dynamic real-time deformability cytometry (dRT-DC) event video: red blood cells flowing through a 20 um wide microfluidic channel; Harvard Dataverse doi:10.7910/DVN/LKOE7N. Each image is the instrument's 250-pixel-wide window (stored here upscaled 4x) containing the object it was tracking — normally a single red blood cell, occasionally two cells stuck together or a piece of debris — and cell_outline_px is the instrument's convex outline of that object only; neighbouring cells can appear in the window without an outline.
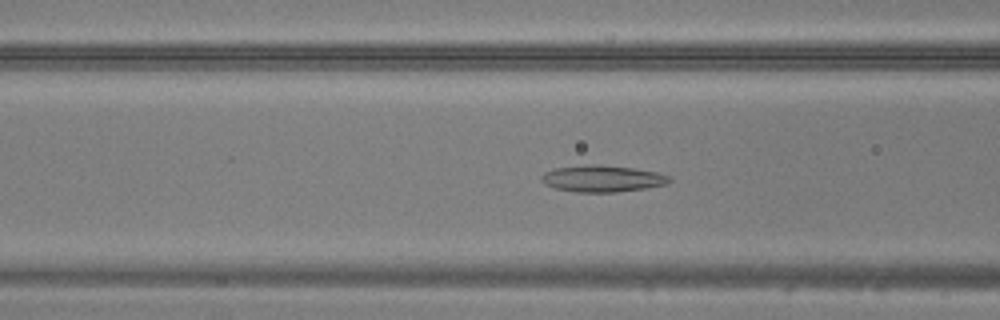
{"species": "common noctule bat (a hibernating species)", "species_latin": "Nyctalus noctula", "temperature_condition": "warm", "stored_images_in_passage": 48, "camera_frame_rate_fps": 3000, "um_per_image_px": 0.085, "animal": {"sex": "male", "body_mass_g": 20.5, "forearm_length_mm": 52.5}, "frame": {"image": 1, "passage_image": 19, "time_ms": 6.0, "image_size_px": [1000, 320], "cell_outline_px": [[672, 180], [668, 184], [648, 188], [616, 192], [576, 192], [556, 188], [544, 184], [540, 180], [540, 176], [544, 172], [552, 168], [632, 168], [656, 172], [668, 176]], "centroid_in_image_um": [51.22, 15.25], "position_along_channel_um": 115.4, "area_um2": 18.73}}
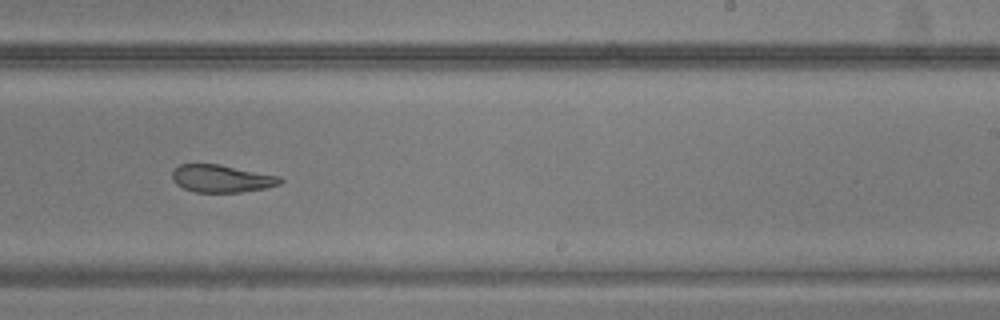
{"frame": {"image": 2, "passage_image": 30, "time_ms": 9.667, "image_size_px": [1000, 320], "cell_outline_px": [[284, 180], [280, 184], [264, 188], [240, 192], [196, 192], [184, 188], [176, 184], [172, 180], [172, 172], [180, 164], [220, 164], [280, 176]], "centroid_in_image_um": [18.84, 15.17], "position_along_channel_um": 270.2, "area_um2": 17.28}}
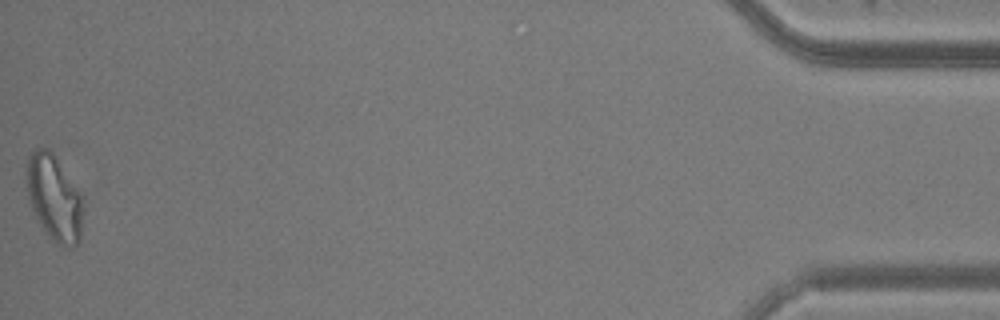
{"frame": {"image": 3, "passage_image": 48, "time_ms": 15.667, "image_size_px": [1000, 320], "cell_outline_px": [[84, 212], [80, 240], [76, 244], [68, 248], [56, 244], [36, 220], [28, 204], [28, 156], [36, 148], [48, 148], [52, 152], [84, 196]], "centroid_in_image_um": [4.65, 16.87], "position_along_channel_um": 430.5, "area_um2": 28.67}}